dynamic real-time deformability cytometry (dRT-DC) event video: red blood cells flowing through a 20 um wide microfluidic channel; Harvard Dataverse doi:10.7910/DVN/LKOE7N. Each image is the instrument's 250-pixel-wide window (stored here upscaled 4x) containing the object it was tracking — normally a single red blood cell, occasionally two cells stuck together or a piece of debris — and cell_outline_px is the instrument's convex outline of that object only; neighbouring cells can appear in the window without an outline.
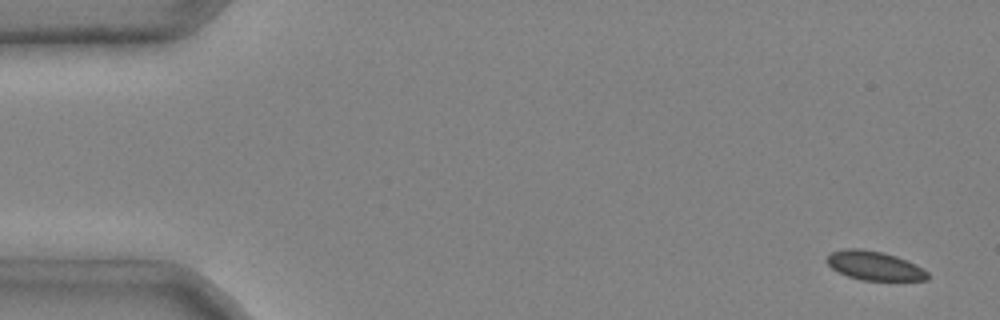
{"species": "common noctule bat (a hibernating species)", "species_latin": "Nyctalus noctula", "temperature_condition": "cold", "stored_images_in_passage": 4, "camera_frame_rate_fps": 3000, "um_per_image_px": 0.085, "animal": {"sex": "male", "body_mass_g": 20.4}, "frame": {"image": 1, "passage_image": 1, "time_ms": 0.0, "image_size_px": [1000, 320], "cell_outline_px": [[928, 280], [860, 280], [848, 276], [832, 268], [824, 260], [832, 252], [844, 248], [860, 248], [880, 252], [896, 256], [916, 264], [928, 272]], "centroid_in_image_um": [74.31, 22.58], "position_along_channel_um": 10.7, "area_um2": 16.94}}
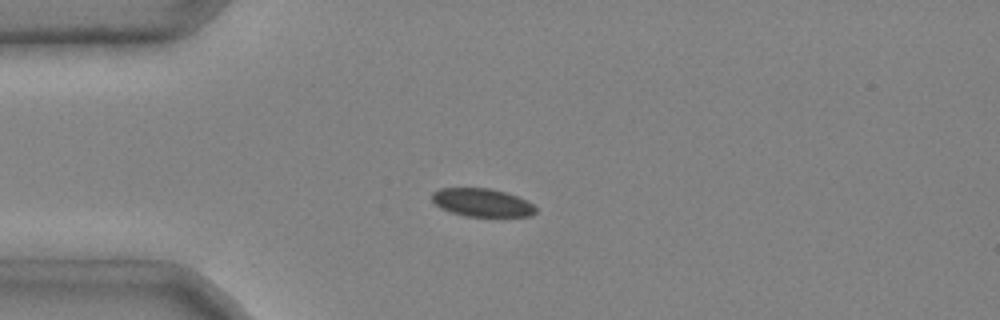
{"frame": {"image": 2, "passage_image": 4, "time_ms": 1.0, "image_size_px": [1000, 320], "cell_outline_px": [[536, 212], [532, 216], [468, 216], [452, 212], [440, 208], [432, 200], [432, 192], [440, 188], [488, 188], [504, 192], [516, 196], [532, 204], [536, 208]], "centroid_in_image_um": [40.95, 17.21], "position_along_channel_um": 44.0, "area_um2": 16.76}}